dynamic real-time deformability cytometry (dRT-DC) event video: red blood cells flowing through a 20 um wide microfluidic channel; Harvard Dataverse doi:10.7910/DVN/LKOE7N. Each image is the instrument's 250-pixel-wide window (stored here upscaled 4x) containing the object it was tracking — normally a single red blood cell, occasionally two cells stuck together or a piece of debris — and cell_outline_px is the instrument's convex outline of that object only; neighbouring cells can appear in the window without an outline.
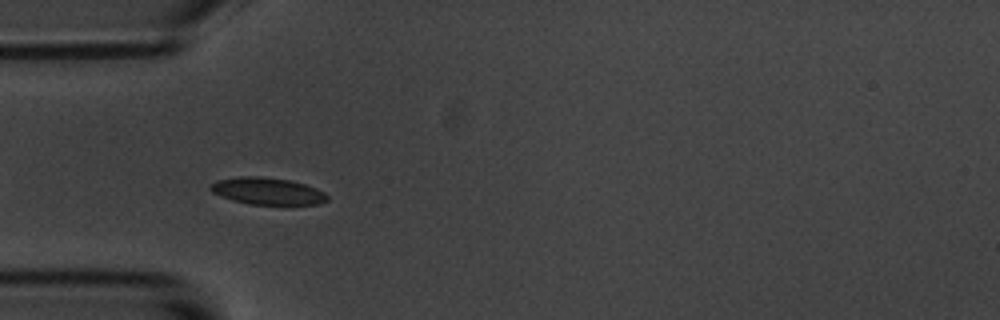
{"species": "common noctule bat (a hibernating species)", "species_latin": "Nyctalus noctula", "temperature_condition": "room temperature", "stored_images_in_passage": 6, "camera_frame_rate_fps": 3000, "um_per_image_px": 0.085, "animal": {"sex": "male", "body_mass_g": 20.1, "forearm_length_mm": 53.5}, "frame": {"image": 1, "passage_image": 5, "time_ms": 5.667, "image_size_px": [1000, 320], "cell_outline_px": [[328, 200], [320, 204], [248, 204], [232, 200], [220, 196], [212, 192], [208, 188], [216, 180], [240, 176], [260, 176], [288, 180], [304, 184], [316, 188], [324, 192], [328, 196]], "centroid_in_image_um": [22.71, 16.24], "position_along_channel_um": 62.3, "area_um2": 18.32}}